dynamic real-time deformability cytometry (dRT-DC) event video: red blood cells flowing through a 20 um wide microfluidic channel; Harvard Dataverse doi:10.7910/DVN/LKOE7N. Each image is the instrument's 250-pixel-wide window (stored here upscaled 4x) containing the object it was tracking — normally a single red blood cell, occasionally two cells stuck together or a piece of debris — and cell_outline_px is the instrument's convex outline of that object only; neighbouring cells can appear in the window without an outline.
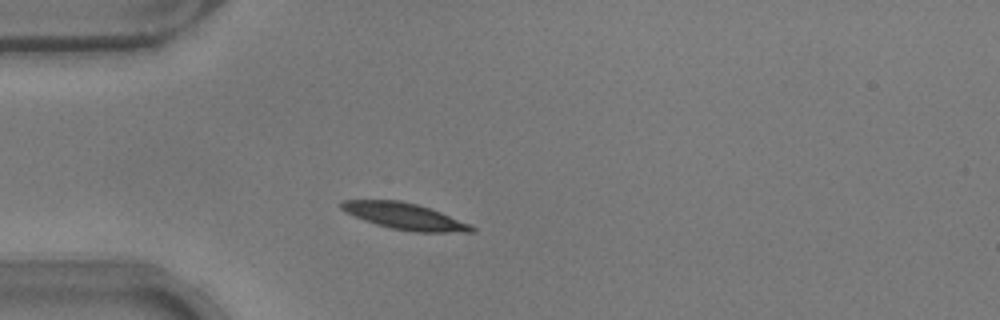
{"species": "common noctule bat (a hibernating species)", "species_latin": "Nyctalus noctula", "temperature_condition": "warm", "stored_images_in_passage": 33, "camera_frame_rate_fps": 3000, "um_per_image_px": 0.085, "animal": {"sex": "male", "body_mass_g": 17.9}, "frame": {"image": 1, "passage_image": 1, "time_ms": 0.0, "image_size_px": [1000, 320], "cell_outline_px": [[476, 232], [412, 232], [392, 228], [376, 224], [364, 220], [344, 212], [340, 208], [340, 204], [344, 200], [400, 200], [416, 204], [440, 212], [472, 224], [476, 228]], "centroid_in_image_um": [34.42, 18.39], "position_along_channel_um": 50.6, "area_um2": 20.06}}
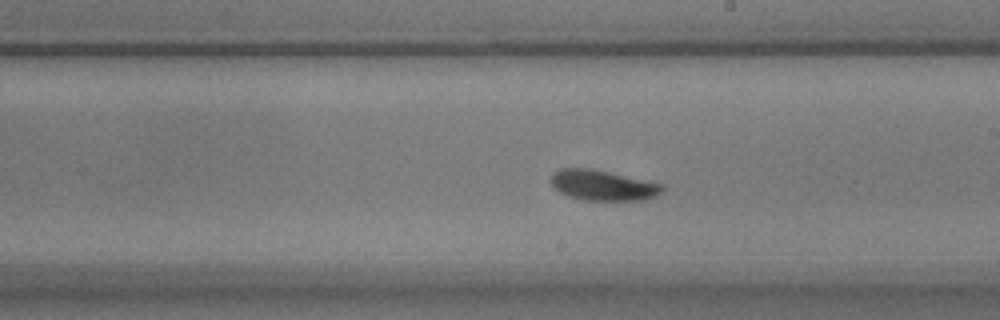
{"frame": {"image": 2, "passage_image": 17, "time_ms": 5.333, "image_size_px": [1000, 320], "cell_outline_px": [[664, 188], [656, 196], [644, 200], [584, 200], [568, 196], [560, 192], [552, 184], [552, 172], [560, 168], [592, 168], [664, 184]], "centroid_in_image_um": [51.25, 15.74], "position_along_channel_um": 237.7, "area_um2": 19.71}}
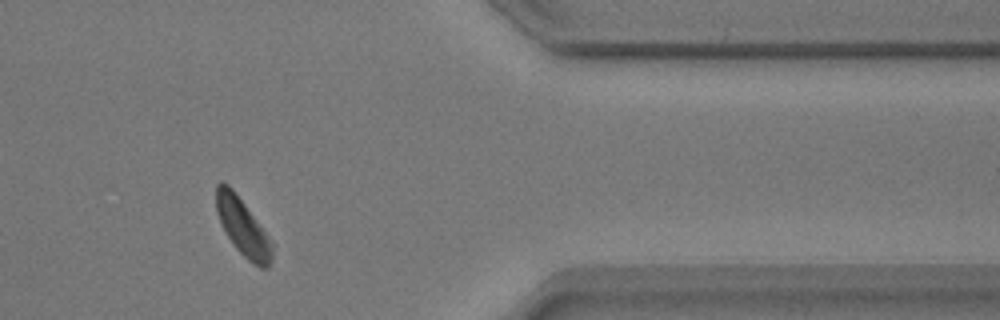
{"frame": {"image": 3, "passage_image": 31, "time_ms": 10.0, "image_size_px": [1000, 320], "cell_outline_px": [[272, 260], [268, 268], [260, 268], [248, 260], [236, 248], [228, 236], [216, 212], [216, 184], [220, 180], [228, 184], [232, 188], [244, 204], [264, 232], [272, 244]], "centroid_in_image_um": [20.61, 19.3], "position_along_channel_um": 390.8, "area_um2": 18.03}, "authors_computed_cell_mechanics": {"area_um2": 19.8254, "velocity_mm_per_s": 3.7336, "shape_relaxation_time_tau1_ms": 1.5548, "shape_relaxation_time_tau2_ms": null, "deformation_change_tau1": 0.1061, "deformation_change_tau2": null}}